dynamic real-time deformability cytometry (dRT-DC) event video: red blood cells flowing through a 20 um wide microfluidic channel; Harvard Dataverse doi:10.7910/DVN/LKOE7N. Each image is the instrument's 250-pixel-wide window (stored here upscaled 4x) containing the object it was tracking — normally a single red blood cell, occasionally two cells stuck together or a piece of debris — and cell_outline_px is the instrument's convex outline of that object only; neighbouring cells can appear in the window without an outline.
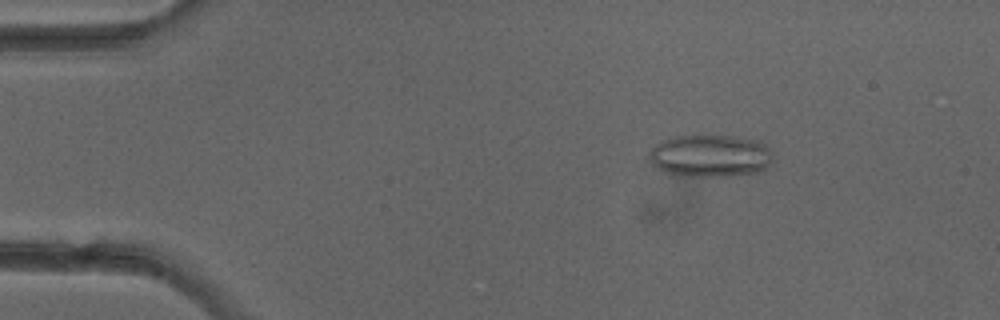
{"species": "common noctule bat (a hibernating species)", "species_latin": "Nyctalus noctula", "temperature_condition": "cold", "stored_images_in_passage": 4, "camera_frame_rate_fps": 3000, "um_per_image_px": 0.085, "animal": {"sex": "female"}, "frame": {"image": 1, "passage_image": 2, "time_ms": 1.333, "image_size_px": [1000, 320], "cell_outline_px": [[772, 160], [760, 172], [724, 176], [692, 176], [668, 172], [652, 164], [648, 156], [648, 152], [660, 140], [668, 136], [696, 132], [736, 136], [756, 140], [764, 144], [772, 152]], "centroid_in_image_um": [60.33, 13.17], "position_along_channel_um": 24.7, "area_um2": 31.39}}